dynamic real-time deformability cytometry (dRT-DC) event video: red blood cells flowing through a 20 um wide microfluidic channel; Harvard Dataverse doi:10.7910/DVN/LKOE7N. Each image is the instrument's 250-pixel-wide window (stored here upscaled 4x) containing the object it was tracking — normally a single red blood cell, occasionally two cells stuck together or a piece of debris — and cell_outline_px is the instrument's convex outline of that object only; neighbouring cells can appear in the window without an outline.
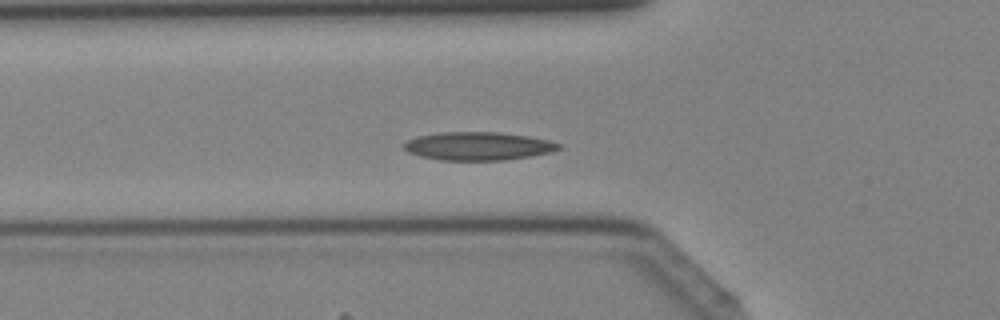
{"species": "Egyptian fruit bat (a non-hibernating species)", "species_latin": "Rousettus aegyptiacus", "temperature_condition": "cold", "stored_images_in_passage": 43, "segment_of_instrument_passage": [1, 2], "camera_frame_rate_fps": 3000, "um_per_image_px": 0.085, "animal": {"sex": "female"}, "frame": {"image": 1, "passage_image": 14, "time_ms": 4.333, "image_size_px": [1000, 320], "cell_outline_px": [[564, 148], [552, 152], [532, 156], [504, 160], [440, 160], [420, 156], [408, 152], [400, 144], [408, 140], [420, 136], [440, 132], [500, 132], [528, 136], [548, 140], [560, 144]], "centroid_in_image_um": [40.66, 12.42], "position_along_channel_um": 85.1, "area_um2": 25.61}}
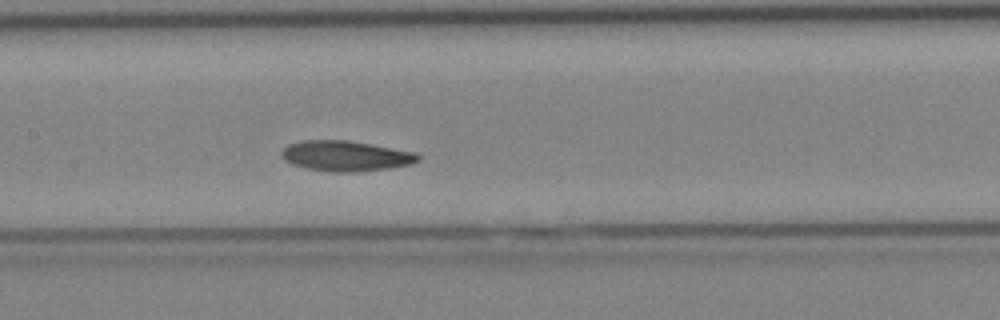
{"frame": {"image": 2, "passage_image": 20, "time_ms": 6.333, "image_size_px": [1000, 320], "cell_outline_px": [[420, 160], [412, 164], [388, 168], [360, 172], [332, 172], [308, 168], [292, 164], [284, 160], [280, 152], [288, 144], [300, 140], [348, 140], [372, 144], [416, 152], [420, 156]], "centroid_in_image_um": [29.4, 13.25], "position_along_channel_um": 178.0, "area_um2": 24.33}}
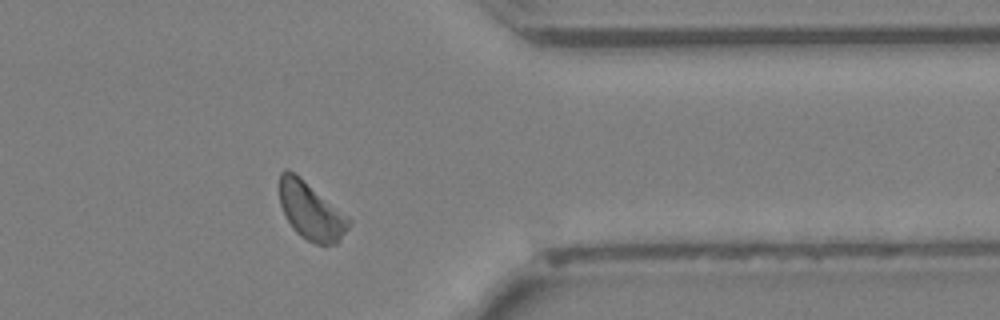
{"frame": {"image": 3, "passage_image": 34, "time_ms": 11.0, "image_size_px": [1000, 320], "cell_outline_px": [[352, 220], [348, 228], [340, 240], [336, 244], [316, 244], [300, 236], [292, 228], [280, 204], [280, 172], [284, 168], [288, 168], [300, 176], [348, 216]], "centroid_in_image_um": [26.43, 17.92], "position_along_channel_um": 385.0, "area_um2": 23.18}}